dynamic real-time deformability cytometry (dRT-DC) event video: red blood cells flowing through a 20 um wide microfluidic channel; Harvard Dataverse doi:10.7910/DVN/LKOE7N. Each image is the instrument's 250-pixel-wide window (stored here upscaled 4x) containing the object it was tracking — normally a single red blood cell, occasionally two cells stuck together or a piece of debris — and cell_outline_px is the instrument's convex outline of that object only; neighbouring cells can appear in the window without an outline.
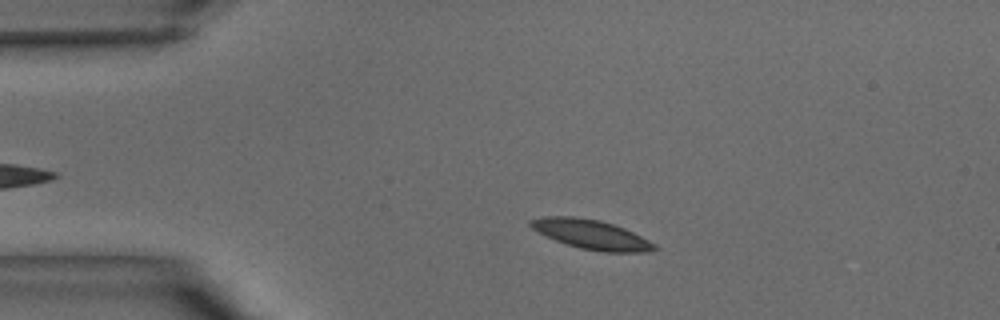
{"species": "common noctule bat (a hibernating species)", "species_latin": "Nyctalus noctula", "temperature_condition": "warm", "stored_images_in_passage": 33, "camera_frame_rate_fps": 3000, "um_per_image_px": 0.085, "animal": {"sex": "male", "body_mass_g": 15.6}, "frame": {"image": 1, "passage_image": 6, "time_ms": 1.667, "image_size_px": [1000, 320], "cell_outline_px": [[660, 248], [644, 252], [604, 252], [580, 248], [556, 240], [532, 228], [528, 224], [528, 220], [544, 216], [572, 216], [600, 220], [624, 228], [656, 244]], "centroid_in_image_um": [50.27, 19.92], "position_along_channel_um": 34.7, "area_um2": 20.98}}
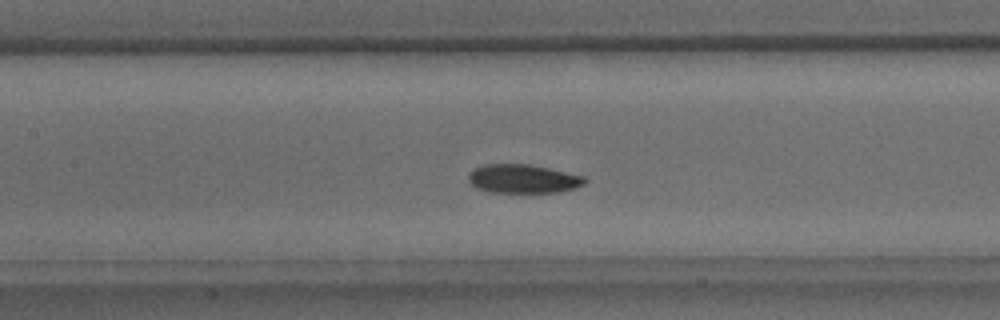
{"frame": {"image": 2, "passage_image": 16, "time_ms": 5.0, "image_size_px": [1000, 320], "cell_outline_px": [[588, 180], [584, 184], [576, 188], [556, 192], [488, 192], [476, 188], [468, 180], [468, 176], [476, 168], [484, 164], [528, 164], [548, 168], [584, 176]], "centroid_in_image_um": [44.47, 15.2], "position_along_channel_um": 162.9, "area_um2": 19.36}}
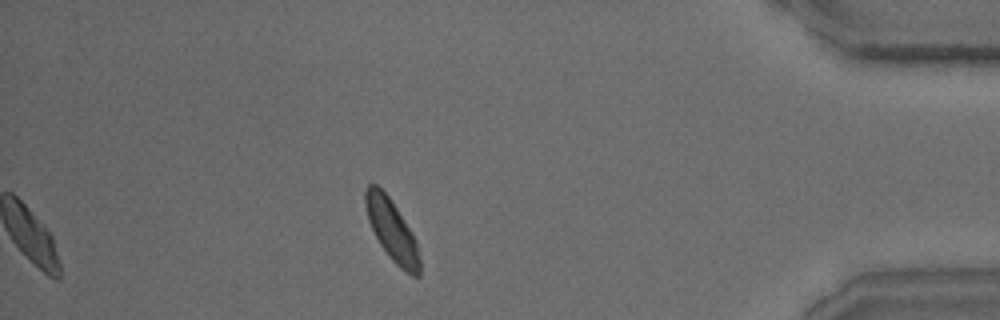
{"frame": {"image": 3, "passage_image": 33, "time_ms": 10.667, "image_size_px": [1000, 320], "cell_outline_px": [[420, 276], [412, 276], [404, 272], [388, 256], [380, 244], [368, 220], [364, 204], [364, 192], [368, 184], [376, 184], [388, 196], [412, 232], [416, 240], [420, 260]], "centroid_in_image_um": [33.31, 19.59], "position_along_channel_um": 401.9, "area_um2": 19.31}}